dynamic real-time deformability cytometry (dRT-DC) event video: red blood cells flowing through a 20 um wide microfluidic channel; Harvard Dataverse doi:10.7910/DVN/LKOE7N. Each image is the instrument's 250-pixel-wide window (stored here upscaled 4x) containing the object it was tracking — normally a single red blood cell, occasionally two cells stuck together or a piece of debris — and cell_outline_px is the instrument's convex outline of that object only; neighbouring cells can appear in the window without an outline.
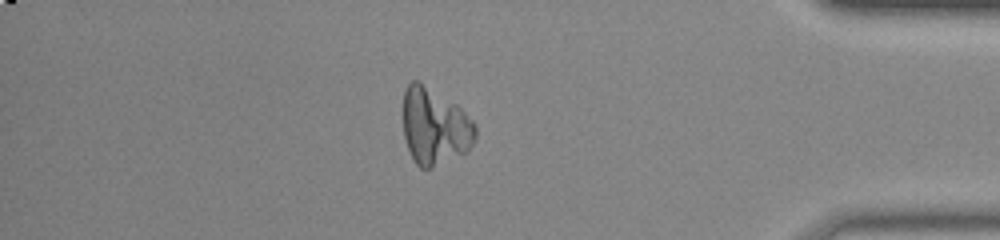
{"species": "common noctule bat (a hibernating species)", "species_latin": "Nyctalus noctula", "temperature_condition": "room temperature", "stored_images_in_passage": 43, "camera_frame_rate_fps": 3000, "um_per_image_px": 0.085, "animal": {"sex": "male", "body_mass_g": 20.0, "forearm_length_mm": 53.3}, "frame": {"image": 1, "passage_image": 36, "time_ms": 11.667, "image_size_px": [1000, 240], "cell_outline_px": [[476, 136], [468, 152], [432, 168], [420, 168], [412, 160], [404, 136], [404, 92], [408, 84], [412, 80], [416, 80], [456, 104], [476, 124]], "centroid_in_image_um": [36.96, 10.79], "position_along_channel_um": 398.2, "area_um2": 32.25}}